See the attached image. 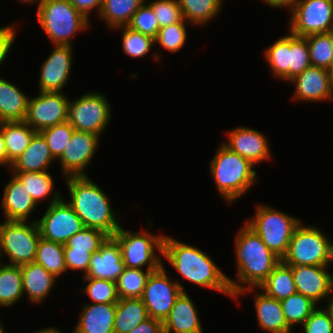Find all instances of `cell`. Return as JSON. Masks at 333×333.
I'll return each instance as SVG.
<instances>
[{
	"label": "cell",
	"instance_id": "1",
	"mask_svg": "<svg viewBox=\"0 0 333 333\" xmlns=\"http://www.w3.org/2000/svg\"><path fill=\"white\" fill-rule=\"evenodd\" d=\"M244 224L235 237L237 276L235 280L228 278L234 300L247 292L254 293L281 261L261 237Z\"/></svg>",
	"mask_w": 333,
	"mask_h": 333
},
{
	"label": "cell",
	"instance_id": "2",
	"mask_svg": "<svg viewBox=\"0 0 333 333\" xmlns=\"http://www.w3.org/2000/svg\"><path fill=\"white\" fill-rule=\"evenodd\" d=\"M162 256L179 272L182 279L219 291L234 299L229 277L198 247L164 235Z\"/></svg>",
	"mask_w": 333,
	"mask_h": 333
},
{
	"label": "cell",
	"instance_id": "3",
	"mask_svg": "<svg viewBox=\"0 0 333 333\" xmlns=\"http://www.w3.org/2000/svg\"><path fill=\"white\" fill-rule=\"evenodd\" d=\"M65 180L70 194L67 203L82 220L84 227L99 229L113 237L121 223L111 206L108 194L89 179L88 175L70 176Z\"/></svg>",
	"mask_w": 333,
	"mask_h": 333
},
{
	"label": "cell",
	"instance_id": "4",
	"mask_svg": "<svg viewBox=\"0 0 333 333\" xmlns=\"http://www.w3.org/2000/svg\"><path fill=\"white\" fill-rule=\"evenodd\" d=\"M255 165L221 143L210 161V174L220 197L236 202L257 181Z\"/></svg>",
	"mask_w": 333,
	"mask_h": 333
},
{
	"label": "cell",
	"instance_id": "5",
	"mask_svg": "<svg viewBox=\"0 0 333 333\" xmlns=\"http://www.w3.org/2000/svg\"><path fill=\"white\" fill-rule=\"evenodd\" d=\"M37 20L54 45H72L76 32L90 26L69 0H43L37 6Z\"/></svg>",
	"mask_w": 333,
	"mask_h": 333
},
{
	"label": "cell",
	"instance_id": "6",
	"mask_svg": "<svg viewBox=\"0 0 333 333\" xmlns=\"http://www.w3.org/2000/svg\"><path fill=\"white\" fill-rule=\"evenodd\" d=\"M332 243L321 229L301 221L281 261L288 266H331Z\"/></svg>",
	"mask_w": 333,
	"mask_h": 333
},
{
	"label": "cell",
	"instance_id": "7",
	"mask_svg": "<svg viewBox=\"0 0 333 333\" xmlns=\"http://www.w3.org/2000/svg\"><path fill=\"white\" fill-rule=\"evenodd\" d=\"M245 223L282 260L287 253L291 237L301 220L269 205L261 204L256 207L255 215Z\"/></svg>",
	"mask_w": 333,
	"mask_h": 333
},
{
	"label": "cell",
	"instance_id": "8",
	"mask_svg": "<svg viewBox=\"0 0 333 333\" xmlns=\"http://www.w3.org/2000/svg\"><path fill=\"white\" fill-rule=\"evenodd\" d=\"M113 238L120 246L126 268L147 267L153 272L164 264L160 256L155 254V250H158L162 255L164 235L157 236L147 230L131 232L121 226Z\"/></svg>",
	"mask_w": 333,
	"mask_h": 333
},
{
	"label": "cell",
	"instance_id": "9",
	"mask_svg": "<svg viewBox=\"0 0 333 333\" xmlns=\"http://www.w3.org/2000/svg\"><path fill=\"white\" fill-rule=\"evenodd\" d=\"M41 237L36 221L0 222V260L7 255L11 265L32 263L36 258L37 244Z\"/></svg>",
	"mask_w": 333,
	"mask_h": 333
},
{
	"label": "cell",
	"instance_id": "10",
	"mask_svg": "<svg viewBox=\"0 0 333 333\" xmlns=\"http://www.w3.org/2000/svg\"><path fill=\"white\" fill-rule=\"evenodd\" d=\"M111 120V105L104 94L88 92L68 101L67 122L75 131L101 136Z\"/></svg>",
	"mask_w": 333,
	"mask_h": 333
},
{
	"label": "cell",
	"instance_id": "11",
	"mask_svg": "<svg viewBox=\"0 0 333 333\" xmlns=\"http://www.w3.org/2000/svg\"><path fill=\"white\" fill-rule=\"evenodd\" d=\"M290 14L288 29L297 37L333 31V0H298Z\"/></svg>",
	"mask_w": 333,
	"mask_h": 333
},
{
	"label": "cell",
	"instance_id": "12",
	"mask_svg": "<svg viewBox=\"0 0 333 333\" xmlns=\"http://www.w3.org/2000/svg\"><path fill=\"white\" fill-rule=\"evenodd\" d=\"M164 265L158 270L151 272L146 281L141 297L148 316L164 322L176 298L180 293L186 292L184 286L178 280L170 279Z\"/></svg>",
	"mask_w": 333,
	"mask_h": 333
},
{
	"label": "cell",
	"instance_id": "13",
	"mask_svg": "<svg viewBox=\"0 0 333 333\" xmlns=\"http://www.w3.org/2000/svg\"><path fill=\"white\" fill-rule=\"evenodd\" d=\"M37 224L43 239L62 245L84 228L82 220L65 198L48 205L43 217L37 220Z\"/></svg>",
	"mask_w": 333,
	"mask_h": 333
},
{
	"label": "cell",
	"instance_id": "14",
	"mask_svg": "<svg viewBox=\"0 0 333 333\" xmlns=\"http://www.w3.org/2000/svg\"><path fill=\"white\" fill-rule=\"evenodd\" d=\"M63 92H43L29 97L25 122L36 132L67 121L68 101Z\"/></svg>",
	"mask_w": 333,
	"mask_h": 333
},
{
	"label": "cell",
	"instance_id": "15",
	"mask_svg": "<svg viewBox=\"0 0 333 333\" xmlns=\"http://www.w3.org/2000/svg\"><path fill=\"white\" fill-rule=\"evenodd\" d=\"M100 137L90 132L74 131L73 135L64 148L61 156L57 159L61 165L63 176H87L86 168L95 156L99 146Z\"/></svg>",
	"mask_w": 333,
	"mask_h": 333
},
{
	"label": "cell",
	"instance_id": "16",
	"mask_svg": "<svg viewBox=\"0 0 333 333\" xmlns=\"http://www.w3.org/2000/svg\"><path fill=\"white\" fill-rule=\"evenodd\" d=\"M54 50L41 64L39 91L62 92L72 68L73 46L54 45Z\"/></svg>",
	"mask_w": 333,
	"mask_h": 333
},
{
	"label": "cell",
	"instance_id": "17",
	"mask_svg": "<svg viewBox=\"0 0 333 333\" xmlns=\"http://www.w3.org/2000/svg\"><path fill=\"white\" fill-rule=\"evenodd\" d=\"M294 277L296 291L310 298L317 305L321 300L333 296V275L330 266H290ZM330 297V298H329Z\"/></svg>",
	"mask_w": 333,
	"mask_h": 333
},
{
	"label": "cell",
	"instance_id": "18",
	"mask_svg": "<svg viewBox=\"0 0 333 333\" xmlns=\"http://www.w3.org/2000/svg\"><path fill=\"white\" fill-rule=\"evenodd\" d=\"M289 82L295 84L293 100L306 103L333 100V79L328 69L310 65Z\"/></svg>",
	"mask_w": 333,
	"mask_h": 333
},
{
	"label": "cell",
	"instance_id": "19",
	"mask_svg": "<svg viewBox=\"0 0 333 333\" xmlns=\"http://www.w3.org/2000/svg\"><path fill=\"white\" fill-rule=\"evenodd\" d=\"M227 138V142L222 143L252 164L270 160L269 142L262 132L240 126L228 131Z\"/></svg>",
	"mask_w": 333,
	"mask_h": 333
},
{
	"label": "cell",
	"instance_id": "20",
	"mask_svg": "<svg viewBox=\"0 0 333 333\" xmlns=\"http://www.w3.org/2000/svg\"><path fill=\"white\" fill-rule=\"evenodd\" d=\"M124 268L118 242L113 237H108L100 246L99 251L92 254L88 272L83 277L116 282Z\"/></svg>",
	"mask_w": 333,
	"mask_h": 333
},
{
	"label": "cell",
	"instance_id": "21",
	"mask_svg": "<svg viewBox=\"0 0 333 333\" xmlns=\"http://www.w3.org/2000/svg\"><path fill=\"white\" fill-rule=\"evenodd\" d=\"M198 313L187 291H182L163 322L164 333H203Z\"/></svg>",
	"mask_w": 333,
	"mask_h": 333
},
{
	"label": "cell",
	"instance_id": "22",
	"mask_svg": "<svg viewBox=\"0 0 333 333\" xmlns=\"http://www.w3.org/2000/svg\"><path fill=\"white\" fill-rule=\"evenodd\" d=\"M4 187L1 199L2 212L7 221H27L29 215L35 210L36 203L21 182L14 174Z\"/></svg>",
	"mask_w": 333,
	"mask_h": 333
},
{
	"label": "cell",
	"instance_id": "23",
	"mask_svg": "<svg viewBox=\"0 0 333 333\" xmlns=\"http://www.w3.org/2000/svg\"><path fill=\"white\" fill-rule=\"evenodd\" d=\"M116 303L84 304L73 333H114Z\"/></svg>",
	"mask_w": 333,
	"mask_h": 333
},
{
	"label": "cell",
	"instance_id": "24",
	"mask_svg": "<svg viewBox=\"0 0 333 333\" xmlns=\"http://www.w3.org/2000/svg\"><path fill=\"white\" fill-rule=\"evenodd\" d=\"M23 294L28 301L41 303L55 286L56 277L35 262L21 265Z\"/></svg>",
	"mask_w": 333,
	"mask_h": 333
},
{
	"label": "cell",
	"instance_id": "25",
	"mask_svg": "<svg viewBox=\"0 0 333 333\" xmlns=\"http://www.w3.org/2000/svg\"><path fill=\"white\" fill-rule=\"evenodd\" d=\"M254 293V305L259 328L268 333H292L287 325L281 302L267 296L263 291Z\"/></svg>",
	"mask_w": 333,
	"mask_h": 333
},
{
	"label": "cell",
	"instance_id": "26",
	"mask_svg": "<svg viewBox=\"0 0 333 333\" xmlns=\"http://www.w3.org/2000/svg\"><path fill=\"white\" fill-rule=\"evenodd\" d=\"M55 159L52 156L44 137L37 132L29 146L12 163L11 171L39 172L48 171Z\"/></svg>",
	"mask_w": 333,
	"mask_h": 333
},
{
	"label": "cell",
	"instance_id": "27",
	"mask_svg": "<svg viewBox=\"0 0 333 333\" xmlns=\"http://www.w3.org/2000/svg\"><path fill=\"white\" fill-rule=\"evenodd\" d=\"M29 97L16 85L0 78V122L24 121Z\"/></svg>",
	"mask_w": 333,
	"mask_h": 333
},
{
	"label": "cell",
	"instance_id": "28",
	"mask_svg": "<svg viewBox=\"0 0 333 333\" xmlns=\"http://www.w3.org/2000/svg\"><path fill=\"white\" fill-rule=\"evenodd\" d=\"M0 127L8 157V168H11L12 163L29 146L37 132L25 121L0 122Z\"/></svg>",
	"mask_w": 333,
	"mask_h": 333
},
{
	"label": "cell",
	"instance_id": "29",
	"mask_svg": "<svg viewBox=\"0 0 333 333\" xmlns=\"http://www.w3.org/2000/svg\"><path fill=\"white\" fill-rule=\"evenodd\" d=\"M149 318L141 298L119 299L116 303L114 333H129Z\"/></svg>",
	"mask_w": 333,
	"mask_h": 333
},
{
	"label": "cell",
	"instance_id": "30",
	"mask_svg": "<svg viewBox=\"0 0 333 333\" xmlns=\"http://www.w3.org/2000/svg\"><path fill=\"white\" fill-rule=\"evenodd\" d=\"M22 183L25 184V188L28 193L31 195L34 202L43 201L45 198L51 196L49 199V205L56 203L62 199L59 191H55L54 180L52 175L48 171H39V172H21V171H12ZM55 191V192H54ZM53 193V194H52Z\"/></svg>",
	"mask_w": 333,
	"mask_h": 333
},
{
	"label": "cell",
	"instance_id": "31",
	"mask_svg": "<svg viewBox=\"0 0 333 333\" xmlns=\"http://www.w3.org/2000/svg\"><path fill=\"white\" fill-rule=\"evenodd\" d=\"M267 296L282 301L295 294L296 287L292 268L282 261L274 268L267 279L258 287Z\"/></svg>",
	"mask_w": 333,
	"mask_h": 333
},
{
	"label": "cell",
	"instance_id": "32",
	"mask_svg": "<svg viewBox=\"0 0 333 333\" xmlns=\"http://www.w3.org/2000/svg\"><path fill=\"white\" fill-rule=\"evenodd\" d=\"M145 1L147 0H103L98 16L105 20L110 29L127 26Z\"/></svg>",
	"mask_w": 333,
	"mask_h": 333
},
{
	"label": "cell",
	"instance_id": "33",
	"mask_svg": "<svg viewBox=\"0 0 333 333\" xmlns=\"http://www.w3.org/2000/svg\"><path fill=\"white\" fill-rule=\"evenodd\" d=\"M23 295L21 266L0 261V306H13Z\"/></svg>",
	"mask_w": 333,
	"mask_h": 333
},
{
	"label": "cell",
	"instance_id": "34",
	"mask_svg": "<svg viewBox=\"0 0 333 333\" xmlns=\"http://www.w3.org/2000/svg\"><path fill=\"white\" fill-rule=\"evenodd\" d=\"M224 0H178L183 18L195 26H203L216 17Z\"/></svg>",
	"mask_w": 333,
	"mask_h": 333
},
{
	"label": "cell",
	"instance_id": "35",
	"mask_svg": "<svg viewBox=\"0 0 333 333\" xmlns=\"http://www.w3.org/2000/svg\"><path fill=\"white\" fill-rule=\"evenodd\" d=\"M36 264L43 266L49 273L58 278L67 272L64 258V246L40 237L37 244Z\"/></svg>",
	"mask_w": 333,
	"mask_h": 333
},
{
	"label": "cell",
	"instance_id": "36",
	"mask_svg": "<svg viewBox=\"0 0 333 333\" xmlns=\"http://www.w3.org/2000/svg\"><path fill=\"white\" fill-rule=\"evenodd\" d=\"M151 270L146 268H124L123 273L117 278L116 289L119 299L141 298L144 292L146 281L151 274Z\"/></svg>",
	"mask_w": 333,
	"mask_h": 333
},
{
	"label": "cell",
	"instance_id": "37",
	"mask_svg": "<svg viewBox=\"0 0 333 333\" xmlns=\"http://www.w3.org/2000/svg\"><path fill=\"white\" fill-rule=\"evenodd\" d=\"M264 57L270 66L271 74L289 82V35L279 38L267 47Z\"/></svg>",
	"mask_w": 333,
	"mask_h": 333
},
{
	"label": "cell",
	"instance_id": "38",
	"mask_svg": "<svg viewBox=\"0 0 333 333\" xmlns=\"http://www.w3.org/2000/svg\"><path fill=\"white\" fill-rule=\"evenodd\" d=\"M287 325L292 326L303 324L311 315L317 304L303 294L296 292L286 299L280 301Z\"/></svg>",
	"mask_w": 333,
	"mask_h": 333
},
{
	"label": "cell",
	"instance_id": "39",
	"mask_svg": "<svg viewBox=\"0 0 333 333\" xmlns=\"http://www.w3.org/2000/svg\"><path fill=\"white\" fill-rule=\"evenodd\" d=\"M304 38L308 43L311 65L329 69L333 59V31Z\"/></svg>",
	"mask_w": 333,
	"mask_h": 333
},
{
	"label": "cell",
	"instance_id": "40",
	"mask_svg": "<svg viewBox=\"0 0 333 333\" xmlns=\"http://www.w3.org/2000/svg\"><path fill=\"white\" fill-rule=\"evenodd\" d=\"M109 236L96 228L84 227L63 245L64 250H80L88 253L98 252Z\"/></svg>",
	"mask_w": 333,
	"mask_h": 333
},
{
	"label": "cell",
	"instance_id": "41",
	"mask_svg": "<svg viewBox=\"0 0 333 333\" xmlns=\"http://www.w3.org/2000/svg\"><path fill=\"white\" fill-rule=\"evenodd\" d=\"M122 30V46L123 51L127 56L133 58H142L146 56L153 46H155L154 38L144 35L141 32H137L129 28L128 26H122L115 28Z\"/></svg>",
	"mask_w": 333,
	"mask_h": 333
},
{
	"label": "cell",
	"instance_id": "42",
	"mask_svg": "<svg viewBox=\"0 0 333 333\" xmlns=\"http://www.w3.org/2000/svg\"><path fill=\"white\" fill-rule=\"evenodd\" d=\"M310 65L307 40L289 33V81Z\"/></svg>",
	"mask_w": 333,
	"mask_h": 333
},
{
	"label": "cell",
	"instance_id": "43",
	"mask_svg": "<svg viewBox=\"0 0 333 333\" xmlns=\"http://www.w3.org/2000/svg\"><path fill=\"white\" fill-rule=\"evenodd\" d=\"M187 21L183 19L178 23H174L162 28H159L156 38L154 39L155 45L159 44L161 48L169 52H178L184 47L187 40Z\"/></svg>",
	"mask_w": 333,
	"mask_h": 333
},
{
	"label": "cell",
	"instance_id": "44",
	"mask_svg": "<svg viewBox=\"0 0 333 333\" xmlns=\"http://www.w3.org/2000/svg\"><path fill=\"white\" fill-rule=\"evenodd\" d=\"M75 129L66 121L46 128L39 133L44 137L49 150L57 160L69 143Z\"/></svg>",
	"mask_w": 333,
	"mask_h": 333
},
{
	"label": "cell",
	"instance_id": "45",
	"mask_svg": "<svg viewBox=\"0 0 333 333\" xmlns=\"http://www.w3.org/2000/svg\"><path fill=\"white\" fill-rule=\"evenodd\" d=\"M84 282H88L83 289L93 303H117L116 282L104 279L82 277Z\"/></svg>",
	"mask_w": 333,
	"mask_h": 333
},
{
	"label": "cell",
	"instance_id": "46",
	"mask_svg": "<svg viewBox=\"0 0 333 333\" xmlns=\"http://www.w3.org/2000/svg\"><path fill=\"white\" fill-rule=\"evenodd\" d=\"M134 31L156 38L159 31V24L152 7L146 1L134 13L127 25Z\"/></svg>",
	"mask_w": 333,
	"mask_h": 333
},
{
	"label": "cell",
	"instance_id": "47",
	"mask_svg": "<svg viewBox=\"0 0 333 333\" xmlns=\"http://www.w3.org/2000/svg\"><path fill=\"white\" fill-rule=\"evenodd\" d=\"M148 4L154 11L159 28L178 23L184 19L178 0H153Z\"/></svg>",
	"mask_w": 333,
	"mask_h": 333
},
{
	"label": "cell",
	"instance_id": "48",
	"mask_svg": "<svg viewBox=\"0 0 333 333\" xmlns=\"http://www.w3.org/2000/svg\"><path fill=\"white\" fill-rule=\"evenodd\" d=\"M304 333H333L332 323L326 309L316 307L302 324Z\"/></svg>",
	"mask_w": 333,
	"mask_h": 333
},
{
	"label": "cell",
	"instance_id": "49",
	"mask_svg": "<svg viewBox=\"0 0 333 333\" xmlns=\"http://www.w3.org/2000/svg\"><path fill=\"white\" fill-rule=\"evenodd\" d=\"M91 253L80 250H64L65 265L68 270L84 271V275L88 272Z\"/></svg>",
	"mask_w": 333,
	"mask_h": 333
},
{
	"label": "cell",
	"instance_id": "50",
	"mask_svg": "<svg viewBox=\"0 0 333 333\" xmlns=\"http://www.w3.org/2000/svg\"><path fill=\"white\" fill-rule=\"evenodd\" d=\"M15 30L14 24L0 28V65L2 62L4 63L5 59L8 57L10 48L12 50L16 38Z\"/></svg>",
	"mask_w": 333,
	"mask_h": 333
},
{
	"label": "cell",
	"instance_id": "51",
	"mask_svg": "<svg viewBox=\"0 0 333 333\" xmlns=\"http://www.w3.org/2000/svg\"><path fill=\"white\" fill-rule=\"evenodd\" d=\"M70 3L81 13L83 14L88 20L90 11L96 8V14L99 15L100 9L103 4V0H69Z\"/></svg>",
	"mask_w": 333,
	"mask_h": 333
},
{
	"label": "cell",
	"instance_id": "52",
	"mask_svg": "<svg viewBox=\"0 0 333 333\" xmlns=\"http://www.w3.org/2000/svg\"><path fill=\"white\" fill-rule=\"evenodd\" d=\"M129 333H164L163 322L149 317Z\"/></svg>",
	"mask_w": 333,
	"mask_h": 333
},
{
	"label": "cell",
	"instance_id": "53",
	"mask_svg": "<svg viewBox=\"0 0 333 333\" xmlns=\"http://www.w3.org/2000/svg\"><path fill=\"white\" fill-rule=\"evenodd\" d=\"M270 7L274 8H283L286 7V9H290L289 11H292L295 7L298 0H262Z\"/></svg>",
	"mask_w": 333,
	"mask_h": 333
},
{
	"label": "cell",
	"instance_id": "54",
	"mask_svg": "<svg viewBox=\"0 0 333 333\" xmlns=\"http://www.w3.org/2000/svg\"><path fill=\"white\" fill-rule=\"evenodd\" d=\"M0 165L2 166H8V157H7V152L5 148V142H4V137H3V132L0 127Z\"/></svg>",
	"mask_w": 333,
	"mask_h": 333
},
{
	"label": "cell",
	"instance_id": "55",
	"mask_svg": "<svg viewBox=\"0 0 333 333\" xmlns=\"http://www.w3.org/2000/svg\"><path fill=\"white\" fill-rule=\"evenodd\" d=\"M327 308L326 311L327 313L329 314V317H330V320H331V323H332V328H333V296L327 301Z\"/></svg>",
	"mask_w": 333,
	"mask_h": 333
},
{
	"label": "cell",
	"instance_id": "56",
	"mask_svg": "<svg viewBox=\"0 0 333 333\" xmlns=\"http://www.w3.org/2000/svg\"><path fill=\"white\" fill-rule=\"evenodd\" d=\"M33 333H62V332L52 326V327H48V328H43L41 330H37L36 332H33Z\"/></svg>",
	"mask_w": 333,
	"mask_h": 333
},
{
	"label": "cell",
	"instance_id": "57",
	"mask_svg": "<svg viewBox=\"0 0 333 333\" xmlns=\"http://www.w3.org/2000/svg\"><path fill=\"white\" fill-rule=\"evenodd\" d=\"M19 1H21L22 3H24L25 4V2L27 3V4H29V3H31V4H33V3H38L37 4V6L43 1V0H19Z\"/></svg>",
	"mask_w": 333,
	"mask_h": 333
},
{
	"label": "cell",
	"instance_id": "58",
	"mask_svg": "<svg viewBox=\"0 0 333 333\" xmlns=\"http://www.w3.org/2000/svg\"><path fill=\"white\" fill-rule=\"evenodd\" d=\"M328 71H329V73H330V75H331V77L333 79V59H332V62H331V65H330Z\"/></svg>",
	"mask_w": 333,
	"mask_h": 333
},
{
	"label": "cell",
	"instance_id": "59",
	"mask_svg": "<svg viewBox=\"0 0 333 333\" xmlns=\"http://www.w3.org/2000/svg\"><path fill=\"white\" fill-rule=\"evenodd\" d=\"M0 333H5V331H4V327H3V325L1 324V321H0Z\"/></svg>",
	"mask_w": 333,
	"mask_h": 333
},
{
	"label": "cell",
	"instance_id": "60",
	"mask_svg": "<svg viewBox=\"0 0 333 333\" xmlns=\"http://www.w3.org/2000/svg\"><path fill=\"white\" fill-rule=\"evenodd\" d=\"M332 262H333V243H332Z\"/></svg>",
	"mask_w": 333,
	"mask_h": 333
}]
</instances>
